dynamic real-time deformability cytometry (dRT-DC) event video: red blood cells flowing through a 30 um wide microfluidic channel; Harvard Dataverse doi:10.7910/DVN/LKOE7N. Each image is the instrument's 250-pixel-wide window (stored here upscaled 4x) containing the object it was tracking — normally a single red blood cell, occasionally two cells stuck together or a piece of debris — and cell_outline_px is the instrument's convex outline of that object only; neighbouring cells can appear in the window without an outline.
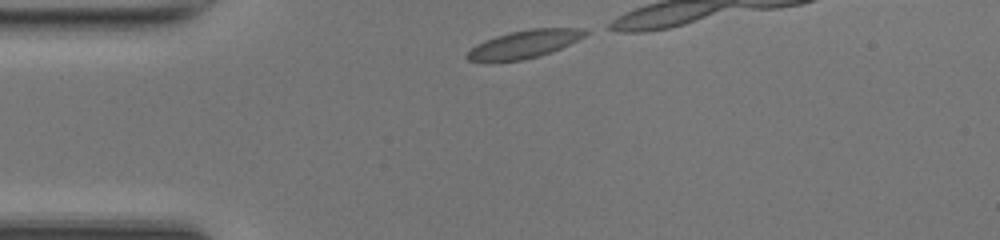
{"species": "common noctule bat (a hibernating species)", "species_latin": "Nyctalus noctula", "temperature_condition": "room temperature", "stored_images_in_passage": 10, "camera_frame_rate_fps": 3000, "um_per_image_px": 0.085, "animal": {"sex": "female", "body_mass_g": 17.0, "forearm_length_mm": 48.0}, "frame": {"image": 1, "passage_image": 1, "time_ms": 0.0, "image_size_px": [1000, 240], "cell_outline_px": [[588, 32], [584, 36], [552, 52], [540, 56], [524, 60], [488, 64], [484, 64], [468, 60], [464, 56], [476, 44], [484, 40], [496, 36], [512, 32], [532, 28], [588, 28]], "centroid_in_image_um": [44.48, 3.8], "position_along_channel_um": 40.5, "area_um2": 19.71}}
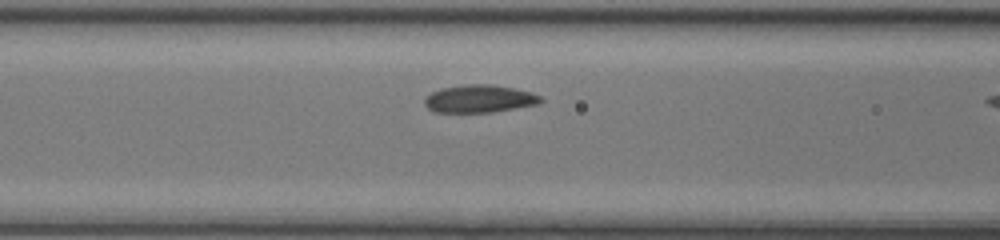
{"frame": {"image": 2, "passage_image": 9, "time_ms": 2.667, "image_size_px": [1000, 240], "cell_outline_px": [[544, 100], [540, 104], [492, 112], [432, 112], [424, 104], [424, 96], [440, 88], [468, 84], [492, 84], [532, 92], [540, 96]], "centroid_in_image_um": [40.74, 8.39], "position_along_channel_um": 125.9, "area_um2": 18.9}}